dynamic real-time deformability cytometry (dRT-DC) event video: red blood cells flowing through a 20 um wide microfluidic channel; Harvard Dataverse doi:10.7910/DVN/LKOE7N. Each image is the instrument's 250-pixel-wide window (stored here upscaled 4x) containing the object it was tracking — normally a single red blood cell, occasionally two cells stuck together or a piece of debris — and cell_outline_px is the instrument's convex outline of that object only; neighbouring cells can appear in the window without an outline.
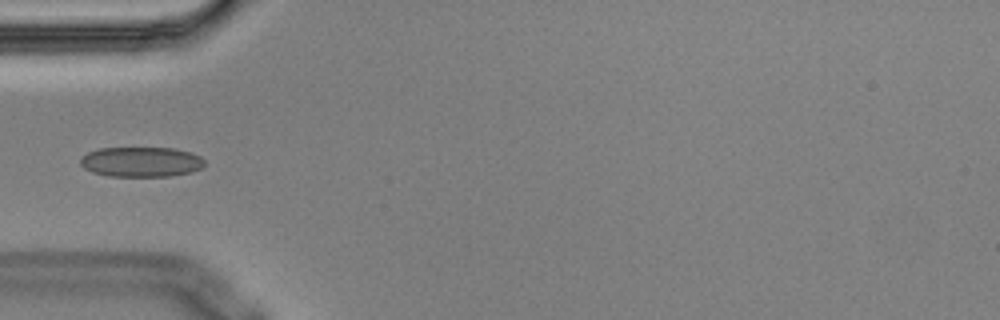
{"species": "Egyptian fruit bat (a non-hibernating species)", "species_latin": "Rousettus aegyptiacus", "temperature_condition": "cold", "stored_images_in_passage": 2, "camera_frame_rate_fps": 3000, "um_per_image_px": 0.085, "animal": {"sex": "male"}, "frame": {"image": 1, "passage_image": 2, "time_ms": 0.333, "image_size_px": [1000, 320], "cell_outline_px": [[204, 164], [200, 168], [192, 172], [168, 176], [108, 176], [92, 172], [84, 168], [80, 164], [80, 160], [88, 152], [100, 148], [176, 148], [192, 152], [200, 156], [204, 160]], "centroid_in_image_um": [12.01, 13.75], "position_along_channel_um": 73.0, "area_um2": 21.73}}